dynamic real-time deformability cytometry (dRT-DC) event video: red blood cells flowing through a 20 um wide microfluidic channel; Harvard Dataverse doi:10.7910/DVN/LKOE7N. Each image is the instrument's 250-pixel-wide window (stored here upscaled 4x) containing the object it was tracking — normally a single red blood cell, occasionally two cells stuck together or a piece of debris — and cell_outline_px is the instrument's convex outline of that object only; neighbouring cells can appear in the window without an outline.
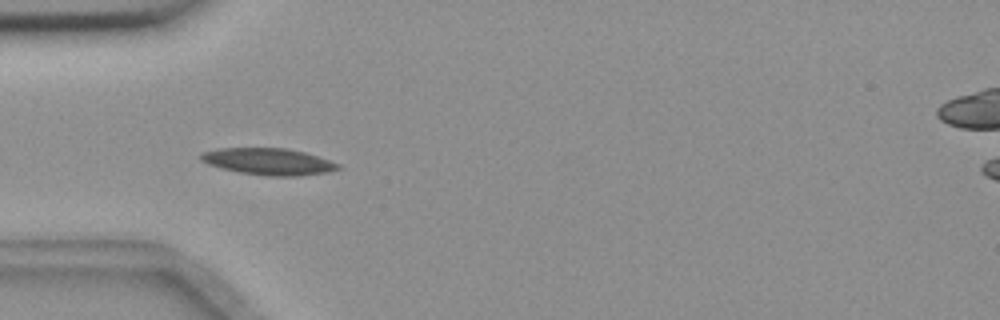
{"species": "common noctule bat (a hibernating species)", "species_latin": "Nyctalus noctula", "temperature_condition": "room temperature", "stored_images_in_passage": 5, "camera_frame_rate_fps": 3000, "um_per_image_px": 0.085, "animal": {"sex": "female", "body_mass_g": 18.4}, "frame": {"image": 1, "passage_image": 5, "time_ms": 1.333, "image_size_px": [1000, 320], "cell_outline_px": [[344, 168], [328, 172], [296, 176], [268, 176], [240, 172], [220, 168], [208, 164], [200, 160], [200, 152], [220, 148], [288, 148], [304, 152], [340, 164]], "centroid_in_image_um": [22.81, 13.73], "position_along_channel_um": 62.2, "area_um2": 21.39}}